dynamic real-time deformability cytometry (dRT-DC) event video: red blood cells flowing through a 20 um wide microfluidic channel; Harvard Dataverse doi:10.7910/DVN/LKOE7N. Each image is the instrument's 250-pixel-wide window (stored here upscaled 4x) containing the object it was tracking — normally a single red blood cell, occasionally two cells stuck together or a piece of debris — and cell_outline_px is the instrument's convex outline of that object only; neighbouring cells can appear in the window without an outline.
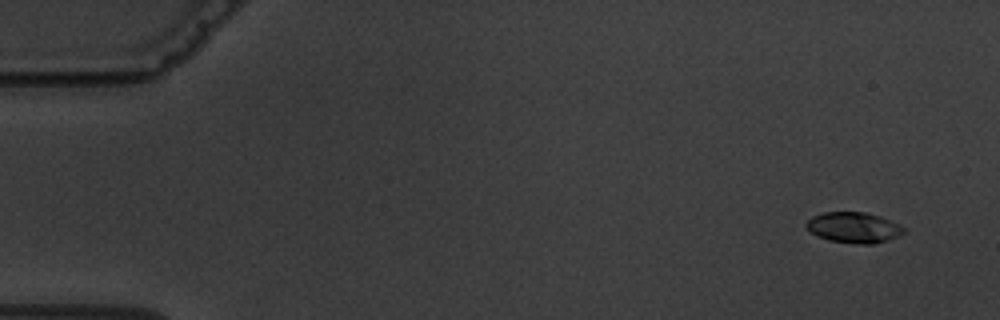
{"species": "common noctule bat (a hibernating species)", "species_latin": "Nyctalus noctula", "temperature_condition": "warm", "stored_images_in_passage": 3, "camera_frame_rate_fps": 3000, "um_per_image_px": 0.085, "animal": {"sex": "male", "body_mass_g": 19.5, "forearm_length_mm": 54.6}, "frame": {"image": 1, "passage_image": 1, "time_ms": 0.0, "image_size_px": [1000, 320], "cell_outline_px": [[904, 232], [888, 240], [872, 244], [856, 244], [828, 240], [816, 236], [804, 224], [812, 216], [824, 212], [864, 212], [880, 216], [900, 224], [904, 228]], "centroid_in_image_um": [72.55, 19.34], "position_along_channel_um": 12.4, "area_um2": 17.4}}